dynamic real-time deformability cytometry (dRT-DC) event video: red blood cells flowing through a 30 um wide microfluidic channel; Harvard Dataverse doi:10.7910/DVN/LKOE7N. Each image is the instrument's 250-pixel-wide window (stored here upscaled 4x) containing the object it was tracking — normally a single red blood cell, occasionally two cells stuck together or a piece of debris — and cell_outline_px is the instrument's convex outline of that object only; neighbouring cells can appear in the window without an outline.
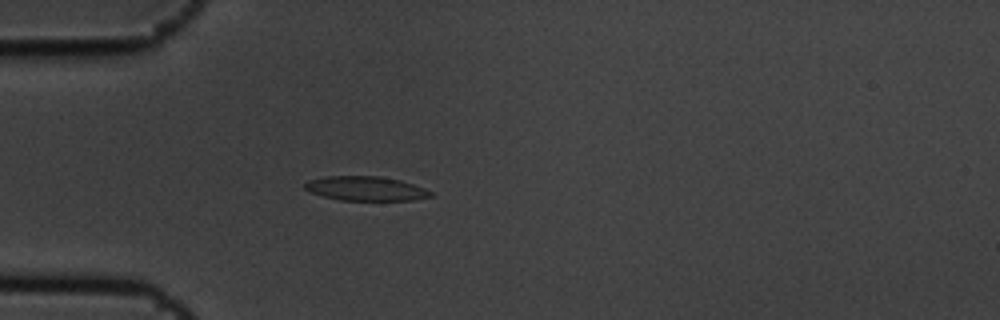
{"species": "common noctule bat (a hibernating species)", "species_latin": "Nyctalus noctula", "temperature_condition": "cold", "stored_images_in_passage": 4, "camera_frame_rate_fps": 3000, "um_per_image_px": 0.085, "animal": {"sex": "male", "body_mass_g": 19.5, "forearm_length_mm": 54.6}, "frame": {"image": 1, "passage_image": 4, "time_ms": 1.0, "image_size_px": [1000, 320], "cell_outline_px": [[432, 196], [412, 200], [340, 200], [324, 196], [312, 192], [304, 188], [304, 184], [308, 180], [324, 176], [380, 176], [400, 180], [424, 188], [432, 192]], "centroid_in_image_um": [31.07, 16.02], "position_along_channel_um": 53.9, "area_um2": 17.69}}